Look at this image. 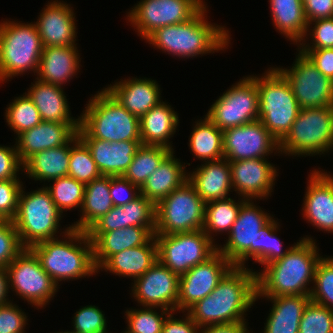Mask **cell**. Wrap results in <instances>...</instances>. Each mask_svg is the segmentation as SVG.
<instances>
[{"label": "cell", "mask_w": 333, "mask_h": 333, "mask_svg": "<svg viewBox=\"0 0 333 333\" xmlns=\"http://www.w3.org/2000/svg\"><path fill=\"white\" fill-rule=\"evenodd\" d=\"M23 184L20 179L0 180V214L6 220L16 216Z\"/></svg>", "instance_id": "f907efd6"}, {"label": "cell", "mask_w": 333, "mask_h": 333, "mask_svg": "<svg viewBox=\"0 0 333 333\" xmlns=\"http://www.w3.org/2000/svg\"><path fill=\"white\" fill-rule=\"evenodd\" d=\"M320 255L316 239L300 237L284 257L265 265L261 272L255 271L256 297L310 296Z\"/></svg>", "instance_id": "3957f363"}, {"label": "cell", "mask_w": 333, "mask_h": 333, "mask_svg": "<svg viewBox=\"0 0 333 333\" xmlns=\"http://www.w3.org/2000/svg\"><path fill=\"white\" fill-rule=\"evenodd\" d=\"M280 224L273 215L267 213L253 200H246L240 207L236 221L227 234L225 244L217 245V250L224 255L234 267H246V261L265 266L286 255L296 244L282 249L276 232Z\"/></svg>", "instance_id": "6da1fadb"}, {"label": "cell", "mask_w": 333, "mask_h": 333, "mask_svg": "<svg viewBox=\"0 0 333 333\" xmlns=\"http://www.w3.org/2000/svg\"><path fill=\"white\" fill-rule=\"evenodd\" d=\"M172 151L165 146L141 144L123 176L141 188Z\"/></svg>", "instance_id": "f35d334b"}, {"label": "cell", "mask_w": 333, "mask_h": 333, "mask_svg": "<svg viewBox=\"0 0 333 333\" xmlns=\"http://www.w3.org/2000/svg\"><path fill=\"white\" fill-rule=\"evenodd\" d=\"M133 282L130 295L140 306L177 311L179 276L159 261Z\"/></svg>", "instance_id": "d6986e66"}, {"label": "cell", "mask_w": 333, "mask_h": 333, "mask_svg": "<svg viewBox=\"0 0 333 333\" xmlns=\"http://www.w3.org/2000/svg\"><path fill=\"white\" fill-rule=\"evenodd\" d=\"M70 163V141L60 147H54L35 153L24 165V173L34 181L48 183L51 180L68 176Z\"/></svg>", "instance_id": "836d02e7"}, {"label": "cell", "mask_w": 333, "mask_h": 333, "mask_svg": "<svg viewBox=\"0 0 333 333\" xmlns=\"http://www.w3.org/2000/svg\"><path fill=\"white\" fill-rule=\"evenodd\" d=\"M93 244V260L98 269L111 255L144 245L153 234L143 226H128L104 233H87Z\"/></svg>", "instance_id": "83f0119b"}, {"label": "cell", "mask_w": 333, "mask_h": 333, "mask_svg": "<svg viewBox=\"0 0 333 333\" xmlns=\"http://www.w3.org/2000/svg\"><path fill=\"white\" fill-rule=\"evenodd\" d=\"M6 19L0 22V83L31 73L36 75L43 50L36 24Z\"/></svg>", "instance_id": "9c48e42d"}, {"label": "cell", "mask_w": 333, "mask_h": 333, "mask_svg": "<svg viewBox=\"0 0 333 333\" xmlns=\"http://www.w3.org/2000/svg\"><path fill=\"white\" fill-rule=\"evenodd\" d=\"M79 116L78 137L109 142L141 141L140 120L105 88L90 97Z\"/></svg>", "instance_id": "8992f818"}, {"label": "cell", "mask_w": 333, "mask_h": 333, "mask_svg": "<svg viewBox=\"0 0 333 333\" xmlns=\"http://www.w3.org/2000/svg\"><path fill=\"white\" fill-rule=\"evenodd\" d=\"M167 103L160 101L139 119L141 144L165 146L174 151L169 139L174 136L180 119Z\"/></svg>", "instance_id": "f546056e"}, {"label": "cell", "mask_w": 333, "mask_h": 333, "mask_svg": "<svg viewBox=\"0 0 333 333\" xmlns=\"http://www.w3.org/2000/svg\"><path fill=\"white\" fill-rule=\"evenodd\" d=\"M247 199L240 197L235 200L231 197L210 201L205 204V221L203 231L213 241L217 234H228L236 221L241 205ZM214 233V234H213ZM216 234V235H215ZM213 235V236H212ZM215 235V236H214Z\"/></svg>", "instance_id": "74e56055"}, {"label": "cell", "mask_w": 333, "mask_h": 333, "mask_svg": "<svg viewBox=\"0 0 333 333\" xmlns=\"http://www.w3.org/2000/svg\"><path fill=\"white\" fill-rule=\"evenodd\" d=\"M202 7L197 0H140L126 18L145 40L158 28L188 21Z\"/></svg>", "instance_id": "9a60e30c"}, {"label": "cell", "mask_w": 333, "mask_h": 333, "mask_svg": "<svg viewBox=\"0 0 333 333\" xmlns=\"http://www.w3.org/2000/svg\"><path fill=\"white\" fill-rule=\"evenodd\" d=\"M307 22L333 17V0H302Z\"/></svg>", "instance_id": "680465c9"}, {"label": "cell", "mask_w": 333, "mask_h": 333, "mask_svg": "<svg viewBox=\"0 0 333 333\" xmlns=\"http://www.w3.org/2000/svg\"><path fill=\"white\" fill-rule=\"evenodd\" d=\"M311 301L333 310V256L321 257L314 274Z\"/></svg>", "instance_id": "ee69618b"}, {"label": "cell", "mask_w": 333, "mask_h": 333, "mask_svg": "<svg viewBox=\"0 0 333 333\" xmlns=\"http://www.w3.org/2000/svg\"><path fill=\"white\" fill-rule=\"evenodd\" d=\"M270 162L267 158L229 162L233 191L247 200L271 197L279 170Z\"/></svg>", "instance_id": "ffe728a7"}, {"label": "cell", "mask_w": 333, "mask_h": 333, "mask_svg": "<svg viewBox=\"0 0 333 333\" xmlns=\"http://www.w3.org/2000/svg\"><path fill=\"white\" fill-rule=\"evenodd\" d=\"M247 322H234L205 326L198 329L197 333H250Z\"/></svg>", "instance_id": "91938a15"}, {"label": "cell", "mask_w": 333, "mask_h": 333, "mask_svg": "<svg viewBox=\"0 0 333 333\" xmlns=\"http://www.w3.org/2000/svg\"><path fill=\"white\" fill-rule=\"evenodd\" d=\"M183 318H175V312H171L165 319L162 333H197L199 326L192 320L190 315L185 311ZM186 313V314H185Z\"/></svg>", "instance_id": "6f0895ef"}, {"label": "cell", "mask_w": 333, "mask_h": 333, "mask_svg": "<svg viewBox=\"0 0 333 333\" xmlns=\"http://www.w3.org/2000/svg\"><path fill=\"white\" fill-rule=\"evenodd\" d=\"M269 4L274 28L298 46L304 40L308 28L302 0H269Z\"/></svg>", "instance_id": "e575fe53"}, {"label": "cell", "mask_w": 333, "mask_h": 333, "mask_svg": "<svg viewBox=\"0 0 333 333\" xmlns=\"http://www.w3.org/2000/svg\"><path fill=\"white\" fill-rule=\"evenodd\" d=\"M68 176L84 184L102 176L89 148L77 134L70 140Z\"/></svg>", "instance_id": "b9f144b4"}, {"label": "cell", "mask_w": 333, "mask_h": 333, "mask_svg": "<svg viewBox=\"0 0 333 333\" xmlns=\"http://www.w3.org/2000/svg\"><path fill=\"white\" fill-rule=\"evenodd\" d=\"M205 204L187 180L156 205L155 234H175L203 229Z\"/></svg>", "instance_id": "8fae6325"}, {"label": "cell", "mask_w": 333, "mask_h": 333, "mask_svg": "<svg viewBox=\"0 0 333 333\" xmlns=\"http://www.w3.org/2000/svg\"><path fill=\"white\" fill-rule=\"evenodd\" d=\"M24 249L13 221L0 223V266L7 267Z\"/></svg>", "instance_id": "681fc988"}, {"label": "cell", "mask_w": 333, "mask_h": 333, "mask_svg": "<svg viewBox=\"0 0 333 333\" xmlns=\"http://www.w3.org/2000/svg\"><path fill=\"white\" fill-rule=\"evenodd\" d=\"M333 106L301 109L279 142L280 155L316 156L333 151Z\"/></svg>", "instance_id": "30bf717a"}, {"label": "cell", "mask_w": 333, "mask_h": 333, "mask_svg": "<svg viewBox=\"0 0 333 333\" xmlns=\"http://www.w3.org/2000/svg\"><path fill=\"white\" fill-rule=\"evenodd\" d=\"M23 187L19 196L18 210L12 220L19 234L21 244L25 248L44 240L57 238L68 232L72 227H63V231H58L61 218L64 217L54 201L49 191L43 187L31 192H25Z\"/></svg>", "instance_id": "ba28073f"}, {"label": "cell", "mask_w": 333, "mask_h": 333, "mask_svg": "<svg viewBox=\"0 0 333 333\" xmlns=\"http://www.w3.org/2000/svg\"><path fill=\"white\" fill-rule=\"evenodd\" d=\"M259 95L255 79L244 76L210 106L207 116L220 130L259 120Z\"/></svg>", "instance_id": "5bb4252c"}, {"label": "cell", "mask_w": 333, "mask_h": 333, "mask_svg": "<svg viewBox=\"0 0 333 333\" xmlns=\"http://www.w3.org/2000/svg\"><path fill=\"white\" fill-rule=\"evenodd\" d=\"M15 145H0V180L19 179L20 170L21 174L24 172V165L19 159Z\"/></svg>", "instance_id": "11a10c76"}, {"label": "cell", "mask_w": 333, "mask_h": 333, "mask_svg": "<svg viewBox=\"0 0 333 333\" xmlns=\"http://www.w3.org/2000/svg\"><path fill=\"white\" fill-rule=\"evenodd\" d=\"M298 45L297 49L333 48V17L308 22L305 38Z\"/></svg>", "instance_id": "c3c4849f"}, {"label": "cell", "mask_w": 333, "mask_h": 333, "mask_svg": "<svg viewBox=\"0 0 333 333\" xmlns=\"http://www.w3.org/2000/svg\"><path fill=\"white\" fill-rule=\"evenodd\" d=\"M256 295V272L252 268L233 266L210 295L186 312L199 328L247 322L246 312L255 304Z\"/></svg>", "instance_id": "7a4b0ae2"}, {"label": "cell", "mask_w": 333, "mask_h": 333, "mask_svg": "<svg viewBox=\"0 0 333 333\" xmlns=\"http://www.w3.org/2000/svg\"><path fill=\"white\" fill-rule=\"evenodd\" d=\"M104 311L95 305L81 307L74 313L73 333H110Z\"/></svg>", "instance_id": "7dc6e473"}, {"label": "cell", "mask_w": 333, "mask_h": 333, "mask_svg": "<svg viewBox=\"0 0 333 333\" xmlns=\"http://www.w3.org/2000/svg\"><path fill=\"white\" fill-rule=\"evenodd\" d=\"M302 204V217L320 231L333 233V175L310 170Z\"/></svg>", "instance_id": "44dd1931"}, {"label": "cell", "mask_w": 333, "mask_h": 333, "mask_svg": "<svg viewBox=\"0 0 333 333\" xmlns=\"http://www.w3.org/2000/svg\"><path fill=\"white\" fill-rule=\"evenodd\" d=\"M203 118L194 122L196 124L188 139L189 149L202 162L223 159V130L217 128L207 116Z\"/></svg>", "instance_id": "8d00e7d4"}, {"label": "cell", "mask_w": 333, "mask_h": 333, "mask_svg": "<svg viewBox=\"0 0 333 333\" xmlns=\"http://www.w3.org/2000/svg\"><path fill=\"white\" fill-rule=\"evenodd\" d=\"M260 298L272 302L262 333H298L303 311L311 300L310 296L256 297V301Z\"/></svg>", "instance_id": "d6a6232c"}, {"label": "cell", "mask_w": 333, "mask_h": 333, "mask_svg": "<svg viewBox=\"0 0 333 333\" xmlns=\"http://www.w3.org/2000/svg\"><path fill=\"white\" fill-rule=\"evenodd\" d=\"M157 243L153 235L144 245L129 248L111 255L98 269L119 277L135 279L145 274L156 262ZM103 269V270H102Z\"/></svg>", "instance_id": "f1b7e54d"}, {"label": "cell", "mask_w": 333, "mask_h": 333, "mask_svg": "<svg viewBox=\"0 0 333 333\" xmlns=\"http://www.w3.org/2000/svg\"><path fill=\"white\" fill-rule=\"evenodd\" d=\"M45 186L58 210L63 214L68 210L79 208L84 201L85 184L69 176L51 180Z\"/></svg>", "instance_id": "60d3db41"}, {"label": "cell", "mask_w": 333, "mask_h": 333, "mask_svg": "<svg viewBox=\"0 0 333 333\" xmlns=\"http://www.w3.org/2000/svg\"><path fill=\"white\" fill-rule=\"evenodd\" d=\"M202 6H206V2L204 0H197Z\"/></svg>", "instance_id": "6125c7cd"}, {"label": "cell", "mask_w": 333, "mask_h": 333, "mask_svg": "<svg viewBox=\"0 0 333 333\" xmlns=\"http://www.w3.org/2000/svg\"><path fill=\"white\" fill-rule=\"evenodd\" d=\"M56 333V332H55ZM57 333H73V332H71L70 330L68 331V330H66V331H61V332H57Z\"/></svg>", "instance_id": "e7e4bbea"}, {"label": "cell", "mask_w": 333, "mask_h": 333, "mask_svg": "<svg viewBox=\"0 0 333 333\" xmlns=\"http://www.w3.org/2000/svg\"><path fill=\"white\" fill-rule=\"evenodd\" d=\"M127 227L126 210L122 206H113L108 213L101 216L86 233H104Z\"/></svg>", "instance_id": "db71d44e"}, {"label": "cell", "mask_w": 333, "mask_h": 333, "mask_svg": "<svg viewBox=\"0 0 333 333\" xmlns=\"http://www.w3.org/2000/svg\"><path fill=\"white\" fill-rule=\"evenodd\" d=\"M158 261L179 277L190 268L207 261L217 243L202 230L175 234H154Z\"/></svg>", "instance_id": "7c38bea8"}, {"label": "cell", "mask_w": 333, "mask_h": 333, "mask_svg": "<svg viewBox=\"0 0 333 333\" xmlns=\"http://www.w3.org/2000/svg\"><path fill=\"white\" fill-rule=\"evenodd\" d=\"M207 7L203 6L186 22L156 29L145 39L146 43L163 53L186 59L228 49L232 39L230 31L208 22Z\"/></svg>", "instance_id": "277c9868"}, {"label": "cell", "mask_w": 333, "mask_h": 333, "mask_svg": "<svg viewBox=\"0 0 333 333\" xmlns=\"http://www.w3.org/2000/svg\"><path fill=\"white\" fill-rule=\"evenodd\" d=\"M79 123L41 121L15 138L20 161L24 164L35 153L67 144L76 134Z\"/></svg>", "instance_id": "603a6c76"}, {"label": "cell", "mask_w": 333, "mask_h": 333, "mask_svg": "<svg viewBox=\"0 0 333 333\" xmlns=\"http://www.w3.org/2000/svg\"><path fill=\"white\" fill-rule=\"evenodd\" d=\"M104 87L120 104L139 119L161 100V88L150 78H125Z\"/></svg>", "instance_id": "cb8c5ba5"}, {"label": "cell", "mask_w": 333, "mask_h": 333, "mask_svg": "<svg viewBox=\"0 0 333 333\" xmlns=\"http://www.w3.org/2000/svg\"><path fill=\"white\" fill-rule=\"evenodd\" d=\"M35 80L26 93L39 111L42 121L79 123V116L78 118L71 116L62 86Z\"/></svg>", "instance_id": "4dcf8cb0"}, {"label": "cell", "mask_w": 333, "mask_h": 333, "mask_svg": "<svg viewBox=\"0 0 333 333\" xmlns=\"http://www.w3.org/2000/svg\"><path fill=\"white\" fill-rule=\"evenodd\" d=\"M110 195V176H104L85 184L84 201L80 219L71 224L73 229L86 231L95 221L113 207Z\"/></svg>", "instance_id": "d590c367"}, {"label": "cell", "mask_w": 333, "mask_h": 333, "mask_svg": "<svg viewBox=\"0 0 333 333\" xmlns=\"http://www.w3.org/2000/svg\"><path fill=\"white\" fill-rule=\"evenodd\" d=\"M298 333H333V310L310 300L303 311Z\"/></svg>", "instance_id": "f6af8a7d"}, {"label": "cell", "mask_w": 333, "mask_h": 333, "mask_svg": "<svg viewBox=\"0 0 333 333\" xmlns=\"http://www.w3.org/2000/svg\"><path fill=\"white\" fill-rule=\"evenodd\" d=\"M233 264L219 251L207 261L190 268L179 277L177 312H186L197 301L210 295Z\"/></svg>", "instance_id": "ac0fdd59"}, {"label": "cell", "mask_w": 333, "mask_h": 333, "mask_svg": "<svg viewBox=\"0 0 333 333\" xmlns=\"http://www.w3.org/2000/svg\"><path fill=\"white\" fill-rule=\"evenodd\" d=\"M159 307H142L127 309L124 313L127 319L126 330L123 333H162L166 317L171 311Z\"/></svg>", "instance_id": "7bdbcfd3"}, {"label": "cell", "mask_w": 333, "mask_h": 333, "mask_svg": "<svg viewBox=\"0 0 333 333\" xmlns=\"http://www.w3.org/2000/svg\"><path fill=\"white\" fill-rule=\"evenodd\" d=\"M30 249L58 287L61 281L98 274L93 260V244L86 231L71 228L61 239L44 240Z\"/></svg>", "instance_id": "5b68a950"}, {"label": "cell", "mask_w": 333, "mask_h": 333, "mask_svg": "<svg viewBox=\"0 0 333 333\" xmlns=\"http://www.w3.org/2000/svg\"><path fill=\"white\" fill-rule=\"evenodd\" d=\"M297 51L292 68H276L288 80L300 109L333 106V81Z\"/></svg>", "instance_id": "2e32d148"}, {"label": "cell", "mask_w": 333, "mask_h": 333, "mask_svg": "<svg viewBox=\"0 0 333 333\" xmlns=\"http://www.w3.org/2000/svg\"><path fill=\"white\" fill-rule=\"evenodd\" d=\"M110 195L114 206H122L137 198L140 188L123 175L110 176Z\"/></svg>", "instance_id": "f5cc1de1"}, {"label": "cell", "mask_w": 333, "mask_h": 333, "mask_svg": "<svg viewBox=\"0 0 333 333\" xmlns=\"http://www.w3.org/2000/svg\"><path fill=\"white\" fill-rule=\"evenodd\" d=\"M126 210L127 227L143 226L146 227L153 235L156 227V205L140 194L131 202L122 205Z\"/></svg>", "instance_id": "bcb514c9"}, {"label": "cell", "mask_w": 333, "mask_h": 333, "mask_svg": "<svg viewBox=\"0 0 333 333\" xmlns=\"http://www.w3.org/2000/svg\"><path fill=\"white\" fill-rule=\"evenodd\" d=\"M27 314L11 301L0 306V333H25Z\"/></svg>", "instance_id": "816d5d0a"}, {"label": "cell", "mask_w": 333, "mask_h": 333, "mask_svg": "<svg viewBox=\"0 0 333 333\" xmlns=\"http://www.w3.org/2000/svg\"><path fill=\"white\" fill-rule=\"evenodd\" d=\"M80 63L77 45L43 47L35 79L63 87L76 77Z\"/></svg>", "instance_id": "484cf974"}, {"label": "cell", "mask_w": 333, "mask_h": 333, "mask_svg": "<svg viewBox=\"0 0 333 333\" xmlns=\"http://www.w3.org/2000/svg\"><path fill=\"white\" fill-rule=\"evenodd\" d=\"M258 88V118L272 136L280 142L292 127L300 106L285 76L274 66L262 76L251 75Z\"/></svg>", "instance_id": "52a82bcc"}, {"label": "cell", "mask_w": 333, "mask_h": 333, "mask_svg": "<svg viewBox=\"0 0 333 333\" xmlns=\"http://www.w3.org/2000/svg\"><path fill=\"white\" fill-rule=\"evenodd\" d=\"M8 293H10V291L7 268L0 266V306L11 302V300L8 299Z\"/></svg>", "instance_id": "94428289"}, {"label": "cell", "mask_w": 333, "mask_h": 333, "mask_svg": "<svg viewBox=\"0 0 333 333\" xmlns=\"http://www.w3.org/2000/svg\"><path fill=\"white\" fill-rule=\"evenodd\" d=\"M8 104L4 116L7 126L13 130L14 134L16 133L15 137L42 121L39 111L26 92L19 97H14V100L12 99V102Z\"/></svg>", "instance_id": "ab89813d"}, {"label": "cell", "mask_w": 333, "mask_h": 333, "mask_svg": "<svg viewBox=\"0 0 333 333\" xmlns=\"http://www.w3.org/2000/svg\"><path fill=\"white\" fill-rule=\"evenodd\" d=\"M39 14L34 23L43 47L77 45L76 13L70 4L50 0Z\"/></svg>", "instance_id": "7402d4cb"}, {"label": "cell", "mask_w": 333, "mask_h": 333, "mask_svg": "<svg viewBox=\"0 0 333 333\" xmlns=\"http://www.w3.org/2000/svg\"><path fill=\"white\" fill-rule=\"evenodd\" d=\"M5 221H6V219L0 214V223H3Z\"/></svg>", "instance_id": "be15d7a7"}, {"label": "cell", "mask_w": 333, "mask_h": 333, "mask_svg": "<svg viewBox=\"0 0 333 333\" xmlns=\"http://www.w3.org/2000/svg\"><path fill=\"white\" fill-rule=\"evenodd\" d=\"M188 181L205 203L226 199L233 192L230 163L225 158L198 165L188 172Z\"/></svg>", "instance_id": "4316f807"}, {"label": "cell", "mask_w": 333, "mask_h": 333, "mask_svg": "<svg viewBox=\"0 0 333 333\" xmlns=\"http://www.w3.org/2000/svg\"><path fill=\"white\" fill-rule=\"evenodd\" d=\"M223 152L229 162L280 155L279 142L260 120L223 130Z\"/></svg>", "instance_id": "e0dca14e"}, {"label": "cell", "mask_w": 333, "mask_h": 333, "mask_svg": "<svg viewBox=\"0 0 333 333\" xmlns=\"http://www.w3.org/2000/svg\"><path fill=\"white\" fill-rule=\"evenodd\" d=\"M6 268L9 290L35 309L46 307L58 292V285L43 270L30 248H25Z\"/></svg>", "instance_id": "4fadbf2b"}, {"label": "cell", "mask_w": 333, "mask_h": 333, "mask_svg": "<svg viewBox=\"0 0 333 333\" xmlns=\"http://www.w3.org/2000/svg\"><path fill=\"white\" fill-rule=\"evenodd\" d=\"M89 148L101 175H124L132 163L141 141L109 142L92 137H79Z\"/></svg>", "instance_id": "d4e9b609"}, {"label": "cell", "mask_w": 333, "mask_h": 333, "mask_svg": "<svg viewBox=\"0 0 333 333\" xmlns=\"http://www.w3.org/2000/svg\"><path fill=\"white\" fill-rule=\"evenodd\" d=\"M324 76L333 81V48L298 49Z\"/></svg>", "instance_id": "9f6ffc18"}, {"label": "cell", "mask_w": 333, "mask_h": 333, "mask_svg": "<svg viewBox=\"0 0 333 333\" xmlns=\"http://www.w3.org/2000/svg\"><path fill=\"white\" fill-rule=\"evenodd\" d=\"M174 154L172 151L140 188V194L155 205L188 180L185 165L190 163L181 162Z\"/></svg>", "instance_id": "1f68e13d"}]
</instances>
